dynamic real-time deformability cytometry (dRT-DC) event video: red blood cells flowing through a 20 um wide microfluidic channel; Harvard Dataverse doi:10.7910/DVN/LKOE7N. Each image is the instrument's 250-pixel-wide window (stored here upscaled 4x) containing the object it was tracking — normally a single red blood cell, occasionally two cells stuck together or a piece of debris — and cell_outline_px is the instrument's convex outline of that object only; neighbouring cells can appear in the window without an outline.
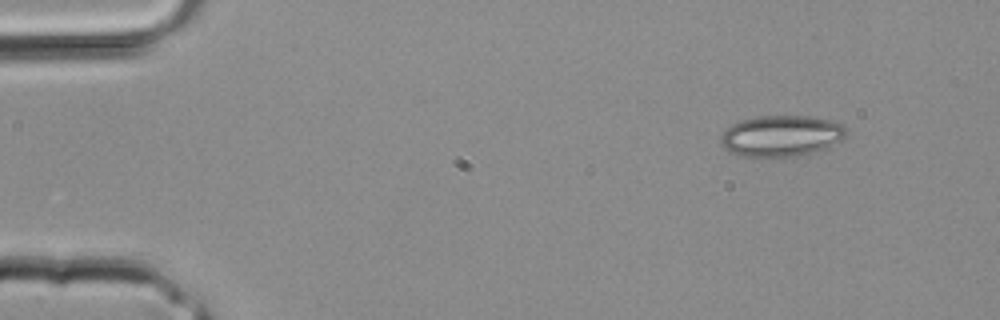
{"species": "common noctule bat (a hibernating species)", "species_latin": "Nyctalus noctula", "temperature_condition": "room temperature", "stored_images_in_passage": 2, "camera_frame_rate_fps": 3000, "um_per_image_px": 0.085, "animal": {"sex": "male", "body_mass_g": 20.4}, "frame": {"image": 1, "passage_image": 1, "time_ms": 0.0, "image_size_px": [1000, 320], "cell_outline_px": [[848, 132], [840, 140], [824, 148], [812, 152], [796, 156], [740, 156], [728, 152], [720, 144], [720, 136], [732, 124], [740, 120], [756, 116], [812, 116], [828, 120], [840, 124]], "centroid_in_image_um": [66.34, 11.54], "position_along_channel_um": 18.7, "area_um2": 29.82}}